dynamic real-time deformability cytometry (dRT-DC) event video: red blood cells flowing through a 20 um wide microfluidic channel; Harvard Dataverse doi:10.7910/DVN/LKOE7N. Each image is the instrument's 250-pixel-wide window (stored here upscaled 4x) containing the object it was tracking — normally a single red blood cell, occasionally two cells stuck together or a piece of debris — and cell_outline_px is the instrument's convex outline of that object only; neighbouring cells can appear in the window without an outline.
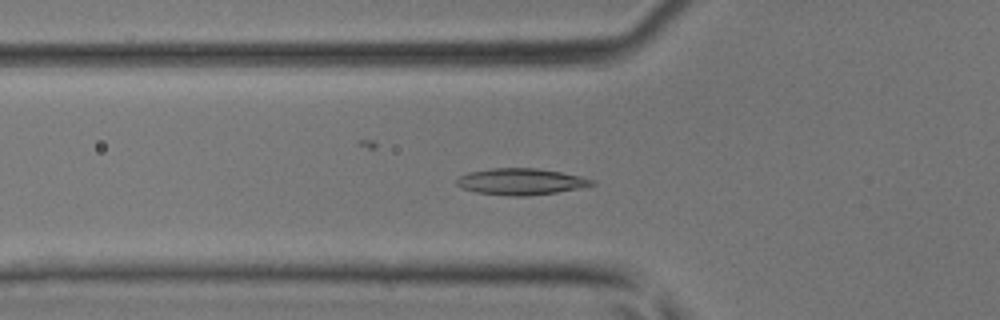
{"species": "common noctule bat (a hibernating species)", "species_latin": "Nyctalus noctula", "temperature_condition": "room temperature", "stored_images_in_passage": 41, "camera_frame_rate_fps": 3000, "um_per_image_px": 0.085, "animal": {"sex": "male", "body_mass_g": 17.9, "forearm_length_mm": 54.2}, "frame": {"image": 1, "passage_image": 12, "time_ms": 3.667, "image_size_px": [1000, 320], "cell_outline_px": [[596, 184], [556, 192], [528, 196], [512, 196], [476, 192], [460, 188], [456, 184], [456, 180], [460, 176], [468, 172], [492, 168], [536, 168], [560, 172], [580, 176], [596, 180]], "centroid_in_image_um": [44.25, 15.43], "position_along_channel_um": 81.6, "area_um2": 20.75}}
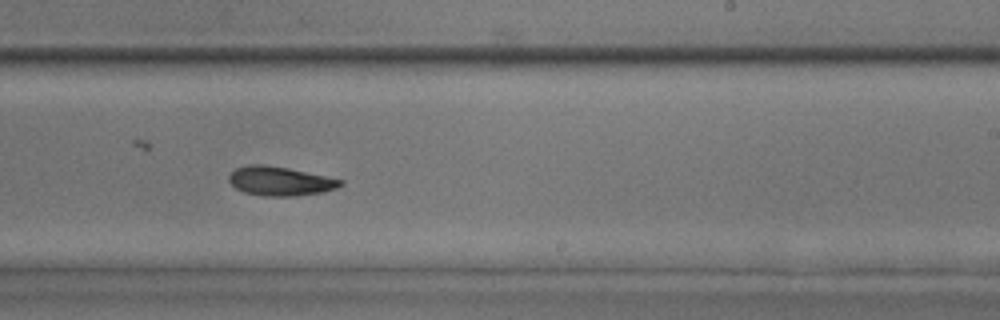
{"frame": {"image": 2, "passage_image": 24, "time_ms": 7.667, "image_size_px": [1000, 320], "cell_outline_px": [[344, 184], [336, 188], [324, 192], [296, 196], [264, 196], [244, 192], [236, 188], [228, 180], [228, 176], [236, 168], [248, 164], [264, 164], [288, 168], [344, 180]], "centroid_in_image_um": [23.81, 15.39], "position_along_channel_um": 265.2, "area_um2": 18.96}}
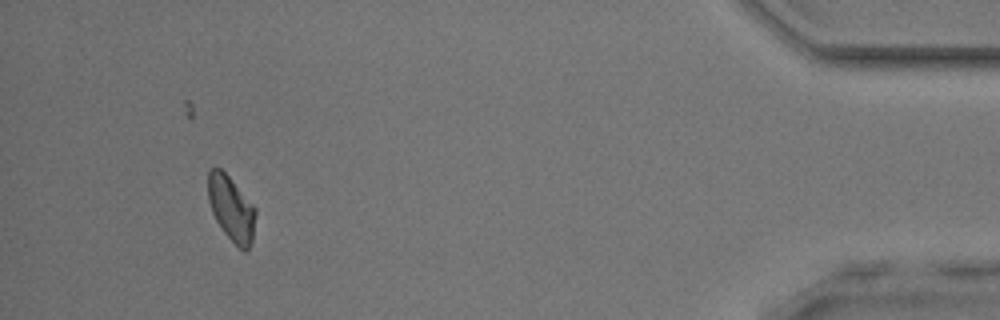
{"frame": {"image": 3, "passage_image": 38, "time_ms": 12.333, "image_size_px": [1000, 320], "cell_outline_px": [[256, 216], [252, 240], [248, 252], [244, 252], [224, 232], [216, 220], [212, 212], [208, 200], [208, 172], [212, 168], [220, 168], [228, 176], [256, 208]], "centroid_in_image_um": [19.67, 17.74], "position_along_channel_um": 415.5, "area_um2": 17.8}}